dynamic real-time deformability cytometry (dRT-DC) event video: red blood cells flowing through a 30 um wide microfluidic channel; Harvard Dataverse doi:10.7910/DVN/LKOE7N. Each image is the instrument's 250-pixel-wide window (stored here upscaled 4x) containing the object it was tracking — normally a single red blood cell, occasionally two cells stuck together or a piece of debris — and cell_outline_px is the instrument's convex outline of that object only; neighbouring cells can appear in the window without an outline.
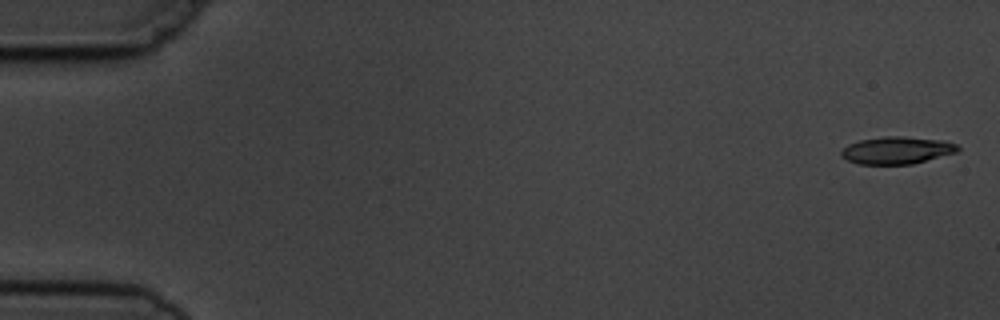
{"species": "common noctule bat (a hibernating species)", "species_latin": "Nyctalus noctula", "temperature_condition": "cold", "stored_images_in_passage": 6, "camera_frame_rate_fps": 3000, "um_per_image_px": 0.085, "animal": {"sex": "male", "body_mass_g": 19.5, "forearm_length_mm": 54.6}, "frame": {"image": 1, "passage_image": 1, "time_ms": 0.0, "image_size_px": [1000, 320], "cell_outline_px": [[960, 152], [912, 164], [860, 164], [848, 160], [840, 156], [840, 152], [848, 144], [860, 140], [884, 136], [904, 136], [944, 140], [956, 144], [960, 148]], "centroid_in_image_um": [76.27, 12.77], "position_along_channel_um": 8.7, "area_um2": 18.73}}
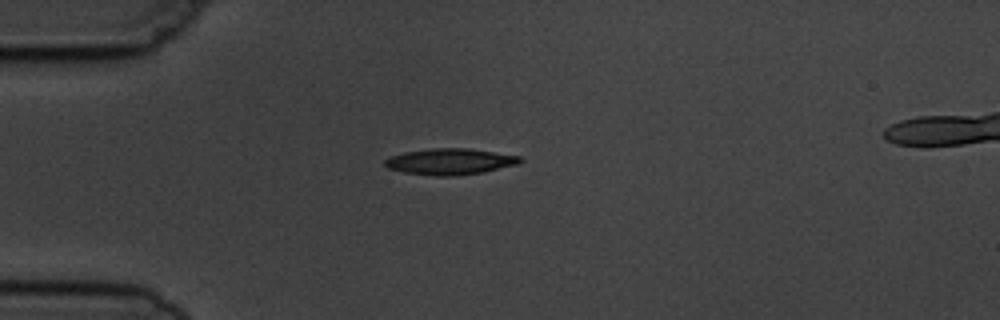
{"frame": {"image": 2, "passage_image": 4, "time_ms": 4.333, "image_size_px": [1000, 320], "cell_outline_px": [[524, 160], [516, 164], [484, 172], [452, 176], [436, 176], [404, 172], [388, 168], [384, 164], [384, 160], [392, 156], [404, 152], [432, 148], [468, 148], [520, 156]], "centroid_in_image_um": [38.25, 13.73], "position_along_channel_um": 46.8, "area_um2": 20.46}}
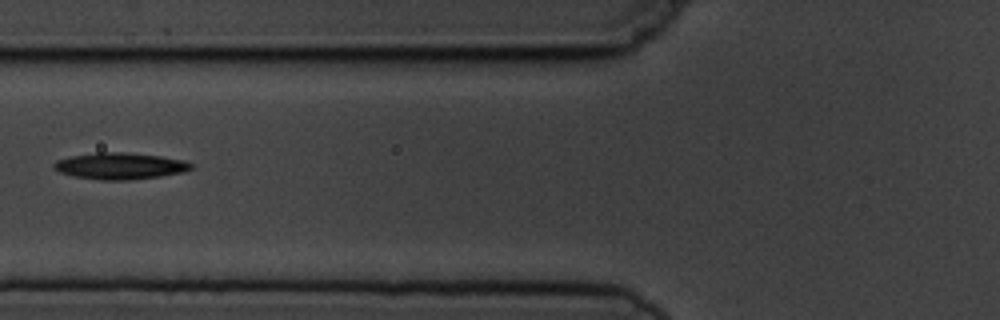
{"frame": {"image": 3, "passage_image": 6, "time_ms": 6.667, "image_size_px": [1000, 320], "cell_outline_px": [[196, 164], [192, 168], [184, 172], [160, 176], [128, 180], [100, 180], [72, 176], [60, 172], [52, 164], [56, 160], [72, 156], [96, 152], [124, 152], [160, 156], [184, 160]], "centroid_in_image_um": [10.23, 14.11], "position_along_channel_um": 115.6, "area_um2": 21.27}}